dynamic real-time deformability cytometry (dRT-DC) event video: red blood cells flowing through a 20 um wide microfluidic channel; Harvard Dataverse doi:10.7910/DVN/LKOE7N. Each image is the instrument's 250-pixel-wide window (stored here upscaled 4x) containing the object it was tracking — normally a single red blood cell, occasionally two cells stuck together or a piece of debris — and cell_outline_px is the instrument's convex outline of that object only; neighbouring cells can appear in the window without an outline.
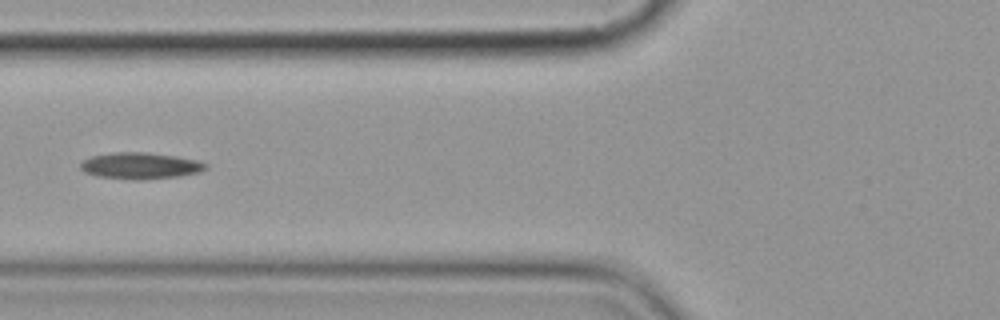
{"species": "common noctule bat (a hibernating species)", "species_latin": "Nyctalus noctula", "temperature_condition": "cold", "stored_images_in_passage": 5, "camera_frame_rate_fps": 3000, "um_per_image_px": 0.085, "animal": {"sex": "female", "body_mass_g": 19.9}, "frame": {"image": 1, "passage_image": 4, "time_ms": 3.667, "image_size_px": [1000, 320], "cell_outline_px": [[208, 168], [200, 172], [180, 176], [140, 180], [132, 180], [96, 176], [84, 172], [80, 168], [80, 164], [84, 160], [92, 156], [116, 152], [144, 152], [176, 156], [196, 160], [208, 164]], "centroid_in_image_um": [11.94, 14.1], "position_along_channel_um": 113.9, "area_um2": 19.36}}
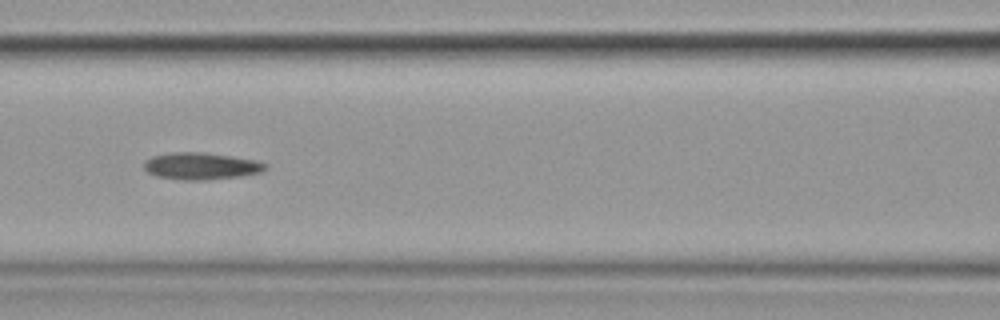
{"frame": {"image": 2, "passage_image": 5, "time_ms": 4.667, "image_size_px": [1000, 320], "cell_outline_px": [[268, 168], [260, 172], [240, 176], [200, 180], [184, 180], [156, 176], [148, 172], [144, 168], [144, 164], [152, 156], [168, 152], [204, 152], [256, 160], [268, 164]], "centroid_in_image_um": [17.1, 14.1], "position_along_channel_um": 149.5, "area_um2": 18.96}}